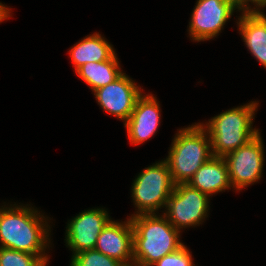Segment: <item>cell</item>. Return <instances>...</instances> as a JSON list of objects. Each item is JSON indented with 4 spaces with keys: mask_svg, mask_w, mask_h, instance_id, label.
Returning a JSON list of instances; mask_svg holds the SVG:
<instances>
[{
    "mask_svg": "<svg viewBox=\"0 0 266 266\" xmlns=\"http://www.w3.org/2000/svg\"><path fill=\"white\" fill-rule=\"evenodd\" d=\"M175 184L165 160L144 168L135 177L131 186V197L136 211L129 217L141 214H159L166 206Z\"/></svg>",
    "mask_w": 266,
    "mask_h": 266,
    "instance_id": "5b68a950",
    "label": "cell"
},
{
    "mask_svg": "<svg viewBox=\"0 0 266 266\" xmlns=\"http://www.w3.org/2000/svg\"><path fill=\"white\" fill-rule=\"evenodd\" d=\"M68 52L75 71L88 62L107 61L116 53L113 45L97 32L85 36Z\"/></svg>",
    "mask_w": 266,
    "mask_h": 266,
    "instance_id": "9a60e30c",
    "label": "cell"
},
{
    "mask_svg": "<svg viewBox=\"0 0 266 266\" xmlns=\"http://www.w3.org/2000/svg\"><path fill=\"white\" fill-rule=\"evenodd\" d=\"M191 253L189 248L183 244L176 251L165 255L151 266H196Z\"/></svg>",
    "mask_w": 266,
    "mask_h": 266,
    "instance_id": "d6986e66",
    "label": "cell"
},
{
    "mask_svg": "<svg viewBox=\"0 0 266 266\" xmlns=\"http://www.w3.org/2000/svg\"><path fill=\"white\" fill-rule=\"evenodd\" d=\"M69 266H122L123 263L95 250H84L71 257Z\"/></svg>",
    "mask_w": 266,
    "mask_h": 266,
    "instance_id": "ac0fdd59",
    "label": "cell"
},
{
    "mask_svg": "<svg viewBox=\"0 0 266 266\" xmlns=\"http://www.w3.org/2000/svg\"><path fill=\"white\" fill-rule=\"evenodd\" d=\"M105 208H92L79 212L68 221L65 232V245L72 256L84 250L95 249L97 238L111 221Z\"/></svg>",
    "mask_w": 266,
    "mask_h": 266,
    "instance_id": "9c48e42d",
    "label": "cell"
},
{
    "mask_svg": "<svg viewBox=\"0 0 266 266\" xmlns=\"http://www.w3.org/2000/svg\"><path fill=\"white\" fill-rule=\"evenodd\" d=\"M95 250L123 264L133 263V225L126 221L111 220L97 238Z\"/></svg>",
    "mask_w": 266,
    "mask_h": 266,
    "instance_id": "7c38bea8",
    "label": "cell"
},
{
    "mask_svg": "<svg viewBox=\"0 0 266 266\" xmlns=\"http://www.w3.org/2000/svg\"><path fill=\"white\" fill-rule=\"evenodd\" d=\"M187 184L209 197L233 188L229 179L227 163L224 157L219 156H212L205 162Z\"/></svg>",
    "mask_w": 266,
    "mask_h": 266,
    "instance_id": "5bb4252c",
    "label": "cell"
},
{
    "mask_svg": "<svg viewBox=\"0 0 266 266\" xmlns=\"http://www.w3.org/2000/svg\"><path fill=\"white\" fill-rule=\"evenodd\" d=\"M45 217L30 204L0 206V247L34 255H48L51 226Z\"/></svg>",
    "mask_w": 266,
    "mask_h": 266,
    "instance_id": "6da1fadb",
    "label": "cell"
},
{
    "mask_svg": "<svg viewBox=\"0 0 266 266\" xmlns=\"http://www.w3.org/2000/svg\"><path fill=\"white\" fill-rule=\"evenodd\" d=\"M160 107L157 97L152 93H143L137 99L134 110L124 123L132 145L143 144L157 133L161 123Z\"/></svg>",
    "mask_w": 266,
    "mask_h": 266,
    "instance_id": "8fae6325",
    "label": "cell"
},
{
    "mask_svg": "<svg viewBox=\"0 0 266 266\" xmlns=\"http://www.w3.org/2000/svg\"><path fill=\"white\" fill-rule=\"evenodd\" d=\"M10 8L11 7H8L6 4L4 5L2 2H0V23L12 17V10Z\"/></svg>",
    "mask_w": 266,
    "mask_h": 266,
    "instance_id": "44dd1931",
    "label": "cell"
},
{
    "mask_svg": "<svg viewBox=\"0 0 266 266\" xmlns=\"http://www.w3.org/2000/svg\"><path fill=\"white\" fill-rule=\"evenodd\" d=\"M164 158L175 185L187 184L212 156L211 140L200 122L181 128L173 137Z\"/></svg>",
    "mask_w": 266,
    "mask_h": 266,
    "instance_id": "277c9868",
    "label": "cell"
},
{
    "mask_svg": "<svg viewBox=\"0 0 266 266\" xmlns=\"http://www.w3.org/2000/svg\"><path fill=\"white\" fill-rule=\"evenodd\" d=\"M237 28L250 54L266 69V15L264 11H241Z\"/></svg>",
    "mask_w": 266,
    "mask_h": 266,
    "instance_id": "4fadbf2b",
    "label": "cell"
},
{
    "mask_svg": "<svg viewBox=\"0 0 266 266\" xmlns=\"http://www.w3.org/2000/svg\"><path fill=\"white\" fill-rule=\"evenodd\" d=\"M49 255H34L0 247V266H47Z\"/></svg>",
    "mask_w": 266,
    "mask_h": 266,
    "instance_id": "e0dca14e",
    "label": "cell"
},
{
    "mask_svg": "<svg viewBox=\"0 0 266 266\" xmlns=\"http://www.w3.org/2000/svg\"><path fill=\"white\" fill-rule=\"evenodd\" d=\"M250 3L255 4L254 7L250 6ZM265 6L266 0H238V8L241 11H264Z\"/></svg>",
    "mask_w": 266,
    "mask_h": 266,
    "instance_id": "ffe728a7",
    "label": "cell"
},
{
    "mask_svg": "<svg viewBox=\"0 0 266 266\" xmlns=\"http://www.w3.org/2000/svg\"><path fill=\"white\" fill-rule=\"evenodd\" d=\"M264 148L260 132L246 145L224 156L233 190L239 192L260 181L265 165Z\"/></svg>",
    "mask_w": 266,
    "mask_h": 266,
    "instance_id": "52a82bcc",
    "label": "cell"
},
{
    "mask_svg": "<svg viewBox=\"0 0 266 266\" xmlns=\"http://www.w3.org/2000/svg\"><path fill=\"white\" fill-rule=\"evenodd\" d=\"M258 102L250 101L221 112L205 124L201 122L211 140L213 156L224 157L227 153L246 145L260 133L259 128L253 127Z\"/></svg>",
    "mask_w": 266,
    "mask_h": 266,
    "instance_id": "3957f363",
    "label": "cell"
},
{
    "mask_svg": "<svg viewBox=\"0 0 266 266\" xmlns=\"http://www.w3.org/2000/svg\"><path fill=\"white\" fill-rule=\"evenodd\" d=\"M207 194L190 187L177 184L169 196L165 212L162 214L180 232L203 224L208 217L210 199Z\"/></svg>",
    "mask_w": 266,
    "mask_h": 266,
    "instance_id": "8992f818",
    "label": "cell"
},
{
    "mask_svg": "<svg viewBox=\"0 0 266 266\" xmlns=\"http://www.w3.org/2000/svg\"><path fill=\"white\" fill-rule=\"evenodd\" d=\"M129 218L133 225V259L140 266H151L184 244L181 232L163 214Z\"/></svg>",
    "mask_w": 266,
    "mask_h": 266,
    "instance_id": "7a4b0ae2",
    "label": "cell"
},
{
    "mask_svg": "<svg viewBox=\"0 0 266 266\" xmlns=\"http://www.w3.org/2000/svg\"><path fill=\"white\" fill-rule=\"evenodd\" d=\"M142 92L141 86H137L135 80L123 73L112 83L95 90L93 94L101 109L125 123Z\"/></svg>",
    "mask_w": 266,
    "mask_h": 266,
    "instance_id": "30bf717a",
    "label": "cell"
},
{
    "mask_svg": "<svg viewBox=\"0 0 266 266\" xmlns=\"http://www.w3.org/2000/svg\"><path fill=\"white\" fill-rule=\"evenodd\" d=\"M235 1V4L237 5V7H238V0H234Z\"/></svg>",
    "mask_w": 266,
    "mask_h": 266,
    "instance_id": "603a6c76",
    "label": "cell"
},
{
    "mask_svg": "<svg viewBox=\"0 0 266 266\" xmlns=\"http://www.w3.org/2000/svg\"><path fill=\"white\" fill-rule=\"evenodd\" d=\"M76 75L82 79L91 89L95 90L112 83L124 72L121 70L117 54L115 53L109 60L102 62H88L80 66Z\"/></svg>",
    "mask_w": 266,
    "mask_h": 266,
    "instance_id": "2e32d148",
    "label": "cell"
},
{
    "mask_svg": "<svg viewBox=\"0 0 266 266\" xmlns=\"http://www.w3.org/2000/svg\"><path fill=\"white\" fill-rule=\"evenodd\" d=\"M122 266H140L137 263L133 262V263H129V264H123Z\"/></svg>",
    "mask_w": 266,
    "mask_h": 266,
    "instance_id": "7402d4cb",
    "label": "cell"
},
{
    "mask_svg": "<svg viewBox=\"0 0 266 266\" xmlns=\"http://www.w3.org/2000/svg\"><path fill=\"white\" fill-rule=\"evenodd\" d=\"M235 11L241 12L234 0H197L187 29L189 37L194 42L217 37Z\"/></svg>",
    "mask_w": 266,
    "mask_h": 266,
    "instance_id": "ba28073f",
    "label": "cell"
}]
</instances>
